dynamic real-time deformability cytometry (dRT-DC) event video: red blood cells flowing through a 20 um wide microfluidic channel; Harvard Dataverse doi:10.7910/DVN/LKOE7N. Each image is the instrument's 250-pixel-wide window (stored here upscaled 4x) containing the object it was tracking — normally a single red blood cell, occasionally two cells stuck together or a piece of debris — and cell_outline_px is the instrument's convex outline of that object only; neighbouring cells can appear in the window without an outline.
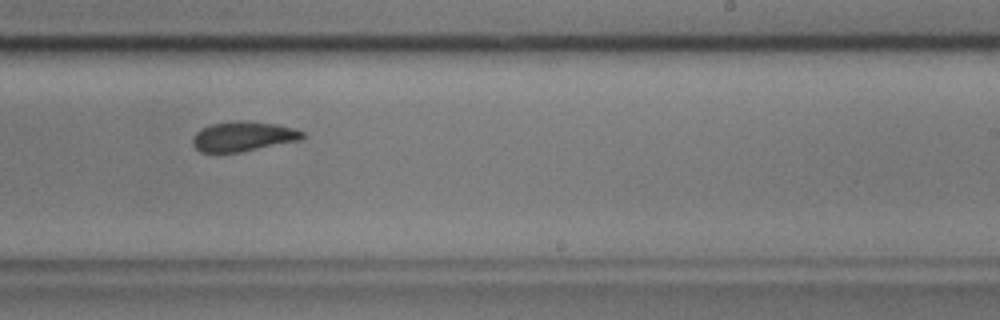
{"species": "common noctule bat (a hibernating species)", "species_latin": "Nyctalus noctula", "temperature_condition": "cold", "stored_images_in_passage": 37, "camera_frame_rate_fps": 3000, "um_per_image_px": 0.085, "animal": {"sex": "male", "body_mass_g": 17.9, "forearm_length_mm": 54.2}, "frame": {"image": 1, "passage_image": 18, "time_ms": 5.667, "image_size_px": [1000, 320], "cell_outline_px": [[304, 136], [300, 140], [240, 152], [200, 152], [192, 144], [192, 140], [196, 132], [200, 128], [212, 124], [240, 120], [276, 124], [292, 128], [304, 132]], "centroid_in_image_um": [20.64, 11.59], "position_along_channel_um": 268.4, "area_um2": 18.9}}
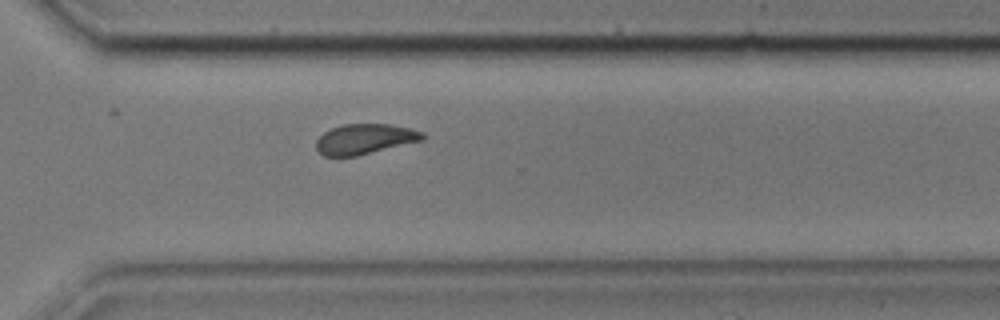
{"frame": {"image": 2, "passage_image": 24, "time_ms": 7.667, "image_size_px": [1000, 320], "cell_outline_px": [[424, 140], [356, 156], [324, 156], [316, 148], [316, 140], [324, 132], [332, 128], [344, 124], [392, 124], [412, 128], [424, 132]], "centroid_in_image_um": [31.04, 11.81], "position_along_channel_um": 339.6, "area_um2": 18.79}}
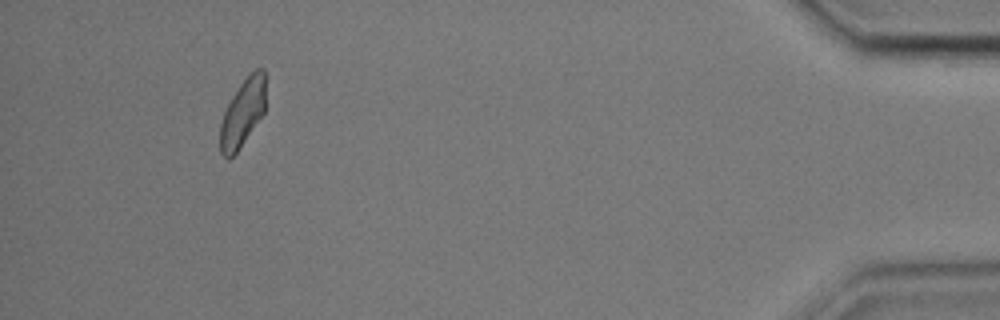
{"frame": {"image": 3, "passage_image": 36, "time_ms": 11.667, "image_size_px": [1000, 320], "cell_outline_px": [[264, 112], [240, 148], [228, 160], [220, 152], [220, 124], [224, 112], [232, 96], [240, 84], [256, 68], [264, 68]], "centroid_in_image_um": [20.6, 9.62], "position_along_channel_um": 414.6, "area_um2": 17.57}}